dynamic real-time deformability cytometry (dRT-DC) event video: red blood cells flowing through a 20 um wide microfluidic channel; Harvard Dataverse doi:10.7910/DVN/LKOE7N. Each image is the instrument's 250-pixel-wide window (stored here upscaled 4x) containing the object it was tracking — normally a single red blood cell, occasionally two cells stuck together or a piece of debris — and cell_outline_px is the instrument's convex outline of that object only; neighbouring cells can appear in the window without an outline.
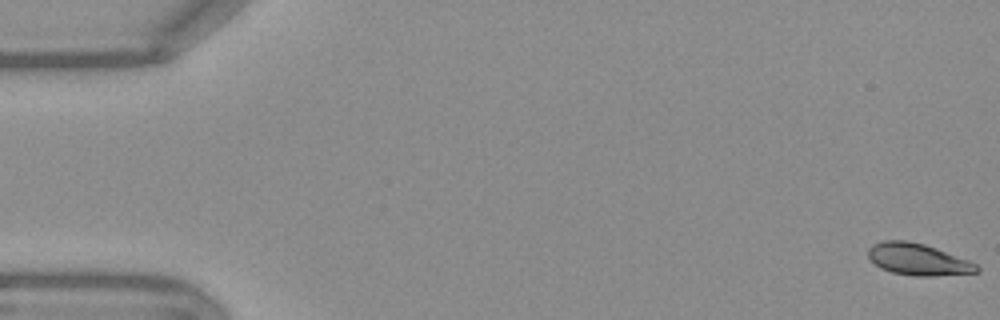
{"species": "Egyptian fruit bat (a non-hibernating species)", "species_latin": "Rousettus aegyptiacus", "temperature_condition": "warm", "stored_images_in_passage": 54, "camera_frame_rate_fps": 3000, "um_per_image_px": 0.085, "frame": {"image": 1, "passage_image": 1, "time_ms": 0.0, "image_size_px": [1000, 320], "cell_outline_px": [[980, 272], [932, 276], [916, 276], [892, 272], [880, 268], [868, 256], [868, 248], [872, 244], [884, 240], [908, 240], [924, 244], [936, 248], [968, 260], [976, 264], [980, 268]], "centroid_in_image_um": [78.02, 22.04], "position_along_channel_um": 7.0, "area_um2": 20.0}}
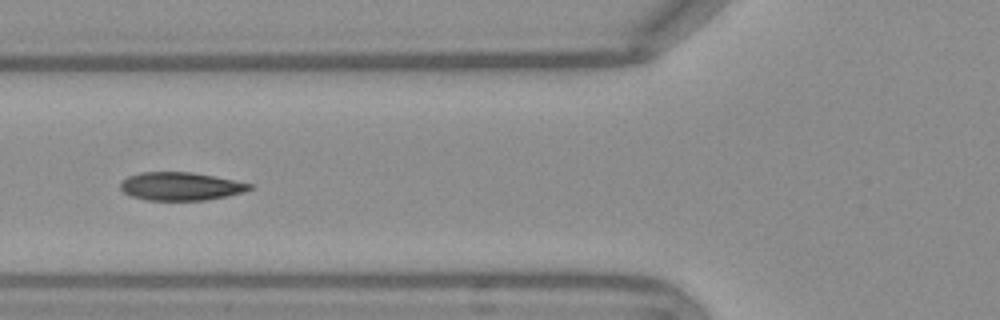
{"frame": {"image": 2, "passage_image": 21, "time_ms": 6.667, "image_size_px": [1000, 320], "cell_outline_px": [[252, 188], [244, 192], [228, 196], [204, 200], [148, 200], [132, 196], [124, 192], [120, 188], [120, 180], [128, 176], [140, 172], [192, 172], [252, 184]], "centroid_in_image_um": [15.32, 15.83], "position_along_channel_um": 110.5, "area_um2": 21.1}}
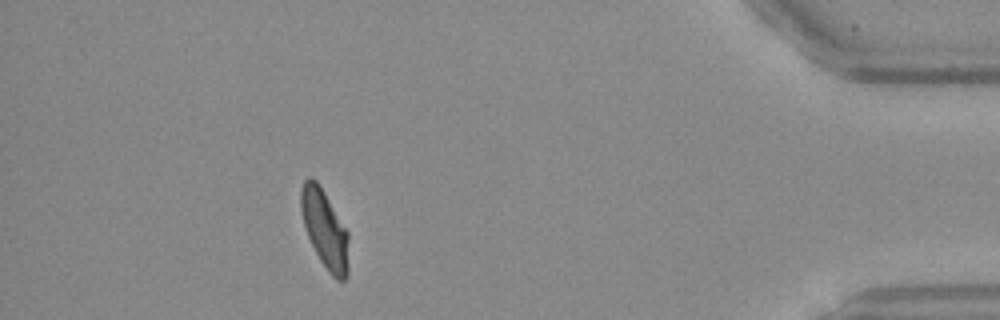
{"frame": {"image": 3, "passage_image": 49, "time_ms": 16.0, "image_size_px": [1000, 320], "cell_outline_px": [[348, 276], [344, 280], [336, 280], [328, 272], [320, 260], [308, 236], [304, 224], [300, 208], [300, 188], [304, 180], [308, 176], [312, 176], [316, 180], [324, 192], [348, 232]], "centroid_in_image_um": [27.6, 19.46], "position_along_channel_um": 407.6, "area_um2": 21.73}, "authors_computed_cell_mechanics": {"area_um2": 21.5883, "velocity_mm_per_s": 3.7614, "shape_relaxation_time_tau1_ms": 4.549, "shape_relaxation_time_tau2_ms": 0.9665, "deformation_change_tau1": 0.168, "deformation_change_tau2": 0.0556}}